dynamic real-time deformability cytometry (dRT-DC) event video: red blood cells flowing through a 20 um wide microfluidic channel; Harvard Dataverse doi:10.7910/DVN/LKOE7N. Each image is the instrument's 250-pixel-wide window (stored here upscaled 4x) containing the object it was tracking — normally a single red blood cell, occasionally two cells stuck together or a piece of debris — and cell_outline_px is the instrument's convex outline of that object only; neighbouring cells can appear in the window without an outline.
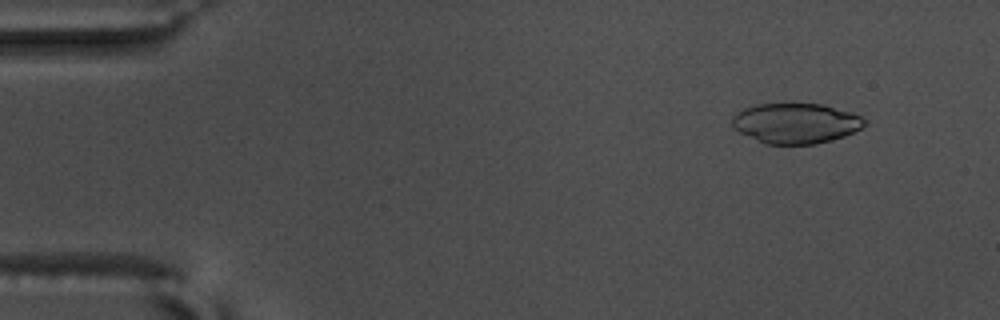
{"species": "common noctule bat (a hibernating species)", "species_latin": "Nyctalus noctula", "temperature_condition": "warm", "stored_images_in_passage": 56, "camera_frame_rate_fps": 3000, "um_per_image_px": 0.085, "animal": {"sex": "male", "body_mass_g": 17.5, "forearm_length_mm": 52.3}, "frame": {"image": 1, "passage_image": 6, "time_ms": 1.667, "image_size_px": [1000, 320], "cell_outline_px": [[864, 124], [860, 128], [844, 136], [832, 140], [816, 144], [764, 144], [732, 128], [732, 116], [744, 108], [756, 104], [792, 100], [824, 104], [860, 116], [864, 120]], "centroid_in_image_um": [67.58, 10.43], "position_along_channel_um": 17.4, "area_um2": 31.79}}